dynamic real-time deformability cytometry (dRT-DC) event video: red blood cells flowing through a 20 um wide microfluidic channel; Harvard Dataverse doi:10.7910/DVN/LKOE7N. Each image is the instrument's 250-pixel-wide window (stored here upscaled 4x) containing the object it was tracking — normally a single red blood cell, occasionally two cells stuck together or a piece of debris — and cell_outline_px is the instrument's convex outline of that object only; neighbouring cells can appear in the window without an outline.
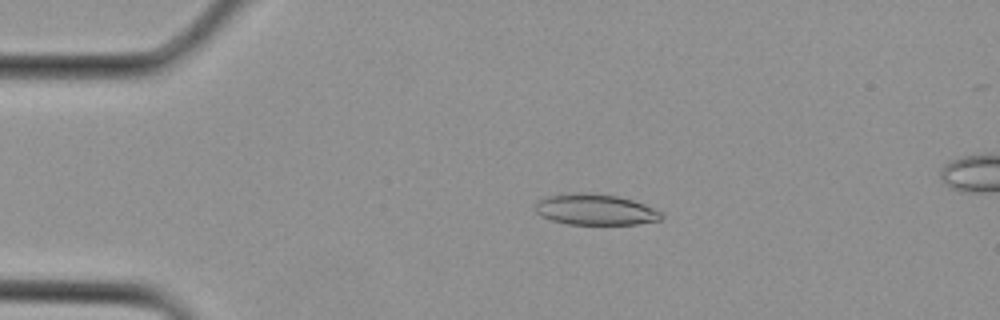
{"species": "Egyptian fruit bat (a non-hibernating species)", "species_latin": "Rousettus aegyptiacus", "temperature_condition": "cold", "stored_images_in_passage": 24, "camera_frame_rate_fps": 3000, "um_per_image_px": 0.085, "animal": {"sex": "female"}, "frame": {"image": 1, "passage_image": 1, "time_ms": 0.0, "image_size_px": [1000, 320], "cell_outline_px": [[664, 216], [660, 220], [640, 224], [568, 224], [552, 220], [536, 212], [536, 200], [544, 196], [568, 192], [580, 192], [616, 196], [632, 200], [644, 204], [660, 212]], "centroid_in_image_um": [50.57, 17.8], "position_along_channel_um": 34.4, "area_um2": 22.72}}
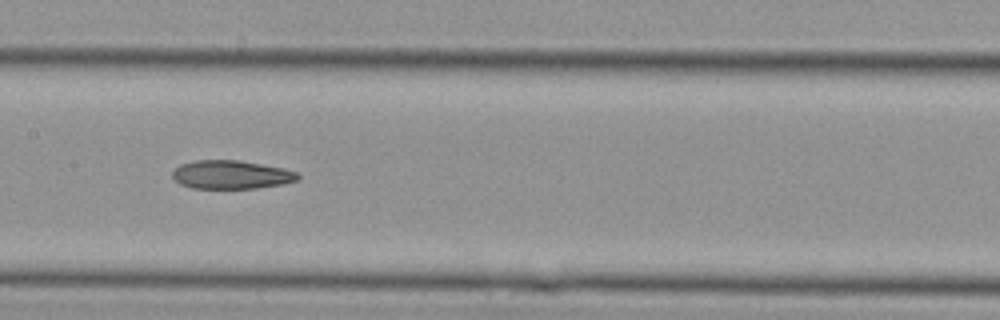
{"frame": {"image": 2, "passage_image": 10, "time_ms": 3.0, "image_size_px": [1000, 320], "cell_outline_px": [[300, 180], [284, 184], [256, 188], [192, 188], [180, 184], [172, 176], [172, 172], [180, 164], [196, 160], [236, 160], [284, 168], [296, 172], [300, 176]], "centroid_in_image_um": [19.67, 14.85], "position_along_channel_um": 187.7, "area_um2": 20.81}}
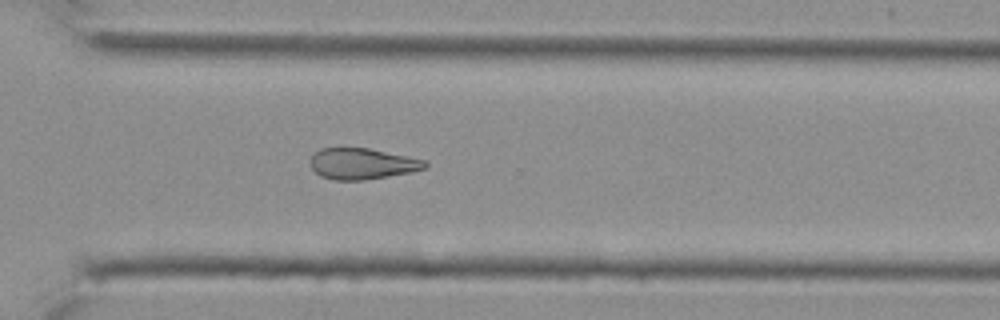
{"frame": {"image": 3, "passage_image": 17, "time_ms": 5.333, "image_size_px": [1000, 320], "cell_outline_px": [[428, 168], [412, 172], [364, 180], [332, 180], [320, 176], [312, 168], [312, 156], [320, 148], [368, 148], [424, 160], [428, 164]], "centroid_in_image_um": [30.8, 13.93], "position_along_channel_um": 339.8, "area_um2": 20.58}}